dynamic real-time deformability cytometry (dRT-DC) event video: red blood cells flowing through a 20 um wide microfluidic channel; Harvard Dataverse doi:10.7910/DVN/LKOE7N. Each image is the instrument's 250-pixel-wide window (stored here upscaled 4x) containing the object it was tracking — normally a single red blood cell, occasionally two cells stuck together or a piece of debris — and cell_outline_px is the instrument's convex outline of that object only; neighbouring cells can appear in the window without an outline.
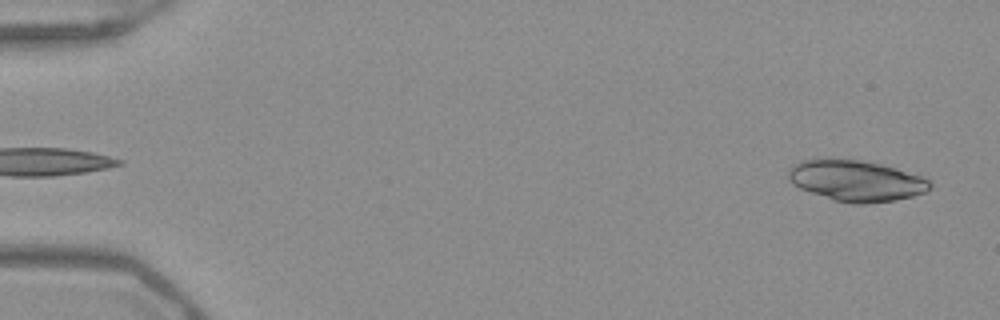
{"species": "Egyptian fruit bat (a non-hibernating species)", "species_latin": "Rousettus aegyptiacus", "temperature_condition": "warm", "stored_images_in_passage": 51, "camera_frame_rate_fps": 3000, "um_per_image_px": 0.085, "frame": {"image": 1, "passage_image": 2, "time_ms": 0.333, "image_size_px": [1000, 320], "cell_outline_px": [[932, 188], [924, 192], [912, 196], [896, 200], [864, 204], [852, 204], [832, 200], [800, 188], [792, 184], [788, 180], [788, 168], [792, 164], [800, 160], [816, 156], [828, 156], [864, 160], [896, 168], [920, 176], [928, 180], [932, 184]], "centroid_in_image_um": [72.67, 15.32], "position_along_channel_um": 12.3, "area_um2": 34.8}}
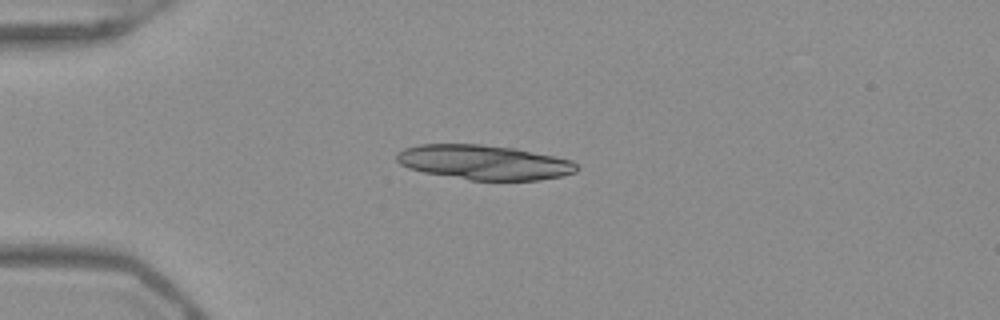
{"frame": {"image": 2, "passage_image": 13, "time_ms": 4.0, "image_size_px": [1000, 320], "cell_outline_px": [[576, 172], [560, 176], [540, 180], [468, 180], [424, 172], [408, 168], [400, 164], [396, 160], [396, 152], [404, 148], [420, 144], [480, 144], [516, 148], [572, 160], [576, 164]], "centroid_in_image_um": [41.11, 13.79], "position_along_channel_um": 43.9, "area_um2": 36.41}}